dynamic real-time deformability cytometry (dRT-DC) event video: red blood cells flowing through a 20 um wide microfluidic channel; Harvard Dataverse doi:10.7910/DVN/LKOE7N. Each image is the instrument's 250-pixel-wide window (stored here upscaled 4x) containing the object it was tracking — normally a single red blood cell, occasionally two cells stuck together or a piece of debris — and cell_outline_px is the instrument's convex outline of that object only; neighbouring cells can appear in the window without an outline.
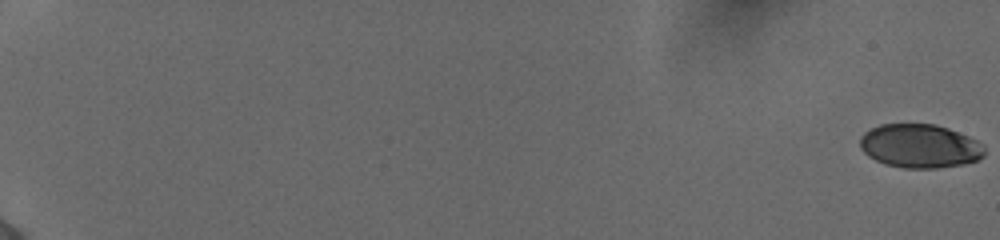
{"species": "human", "species_latin": "Homo sapiens", "temperature_condition": "cold", "stored_images_in_passage": 57, "camera_frame_rate_fps": 3000, "um_per_image_px": 0.085, "donor": {"sex": "female"}, "frame": {"image": 1, "passage_image": 1, "time_ms": 0.0, "image_size_px": [1000, 240], "cell_outline_px": [[984, 156], [976, 160], [964, 164], [936, 168], [904, 168], [884, 164], [868, 156], [860, 148], [860, 136], [864, 132], [880, 124], [936, 124], [948, 128], [968, 136], [976, 140], [984, 148]], "centroid_in_image_um": [78.16, 12.41], "position_along_channel_um": 6.8, "area_um2": 31.73}}
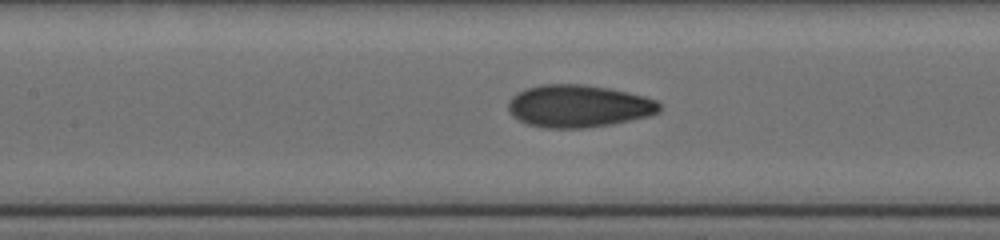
{"frame": {"image": 2, "passage_image": 31, "time_ms": 10.0, "image_size_px": [1000, 240], "cell_outline_px": [[660, 112], [652, 116], [612, 124], [584, 128], [548, 128], [528, 124], [512, 116], [508, 112], [508, 100], [512, 96], [524, 88], [540, 84], [584, 84], [608, 88], [628, 92], [644, 96], [656, 100], [660, 104]], "centroid_in_image_um": [49.17, 9.01], "position_along_channel_um": 158.2, "area_um2": 37.74}}
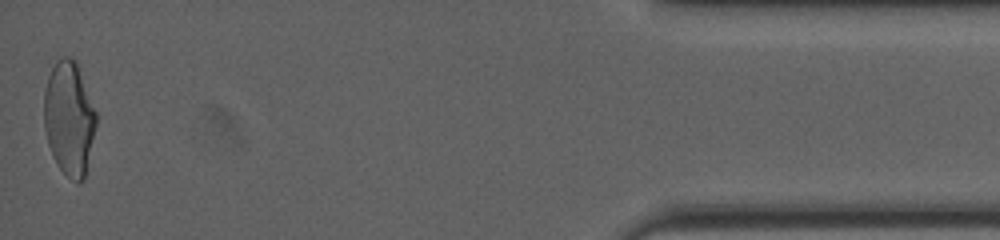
{"frame": {"image": 3, "passage_image": 57, "time_ms": 18.667, "image_size_px": [1000, 240], "cell_outline_px": [[96, 124], [84, 180], [80, 184], [76, 184], [56, 164], [52, 156], [48, 144], [44, 128], [44, 92], [48, 76], [56, 60], [64, 56], [72, 56], [76, 60], [96, 112]], "centroid_in_image_um": [5.87, 10.06], "position_along_channel_um": 429.3, "area_um2": 34.74}, "authors_computed_cell_mechanics": {"area_um2": 34.9112, "velocity_mm_per_s": 3.8943, "shape_relaxation_time_tau1_ms": 7.396, "shape_relaxation_time_tau2_ms": 1.3813, "deformation_change_tau1": 0.2227, "deformation_change_tau2": 0.0598}}